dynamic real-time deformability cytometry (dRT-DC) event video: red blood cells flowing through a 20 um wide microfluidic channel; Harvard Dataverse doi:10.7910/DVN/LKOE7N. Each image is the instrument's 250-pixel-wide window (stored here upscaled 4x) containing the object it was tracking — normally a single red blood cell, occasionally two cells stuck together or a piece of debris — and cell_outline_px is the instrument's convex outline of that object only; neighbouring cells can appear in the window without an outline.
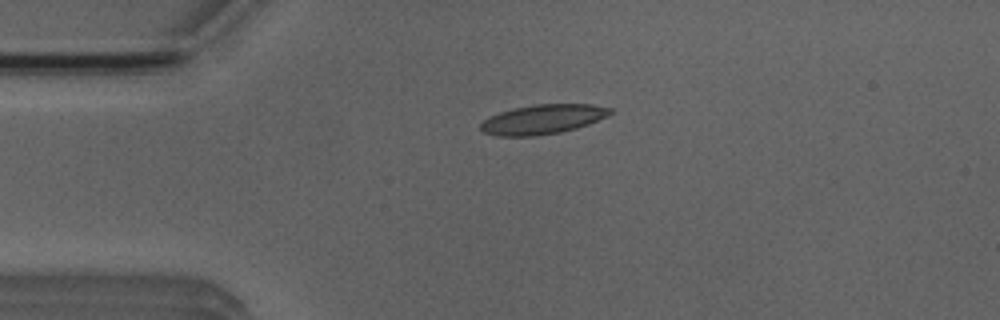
{"species": "Egyptian fruit bat (a non-hibernating species)", "species_latin": "Rousettus aegyptiacus", "temperature_condition": "room temperature", "stored_images_in_passage": 4, "camera_frame_rate_fps": 3000, "um_per_image_px": 0.085, "animal": {"sex": "male"}, "frame": {"image": 1, "passage_image": 3, "time_ms": 2.333, "image_size_px": [1000, 320], "cell_outline_px": [[612, 112], [608, 116], [588, 124], [576, 128], [560, 132], [536, 136], [496, 136], [484, 132], [480, 128], [480, 124], [488, 116], [512, 108], [536, 104], [592, 104], [612, 108]], "centroid_in_image_um": [46.12, 10.14], "position_along_channel_um": 38.9, "area_um2": 22.37}}